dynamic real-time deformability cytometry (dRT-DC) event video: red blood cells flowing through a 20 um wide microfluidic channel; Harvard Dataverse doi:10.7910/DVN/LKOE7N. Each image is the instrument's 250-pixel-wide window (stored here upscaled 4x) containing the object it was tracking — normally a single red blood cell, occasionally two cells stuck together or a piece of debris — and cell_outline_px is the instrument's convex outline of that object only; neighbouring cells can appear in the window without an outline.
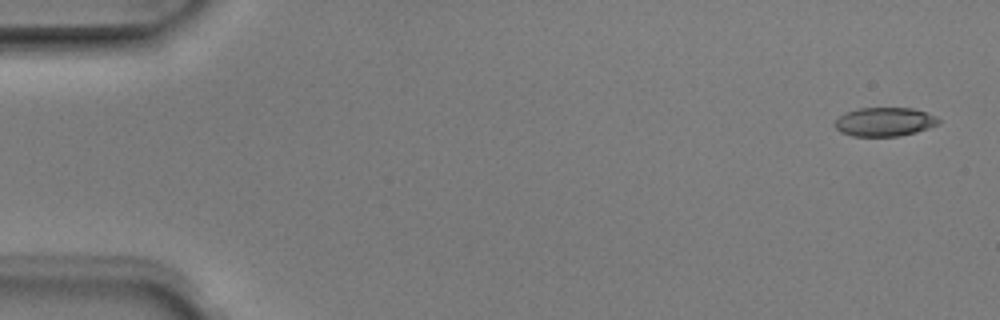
{"species": "Egyptian fruit bat (a non-hibernating species)", "species_latin": "Rousettus aegyptiacus", "temperature_condition": "room temperature", "stored_images_in_passage": 5, "camera_frame_rate_fps": 3000, "um_per_image_px": 0.085, "animal": {"sex": "male"}, "frame": {"image": 1, "passage_image": 1, "time_ms": 0.0, "image_size_px": [1000, 320], "cell_outline_px": [[940, 124], [916, 132], [900, 136], [852, 136], [840, 132], [836, 128], [836, 120], [844, 112], [860, 108], [912, 108], [936, 116], [940, 120]], "centroid_in_image_um": [75.2, 10.36], "position_along_channel_um": 9.8, "area_um2": 17.4}}
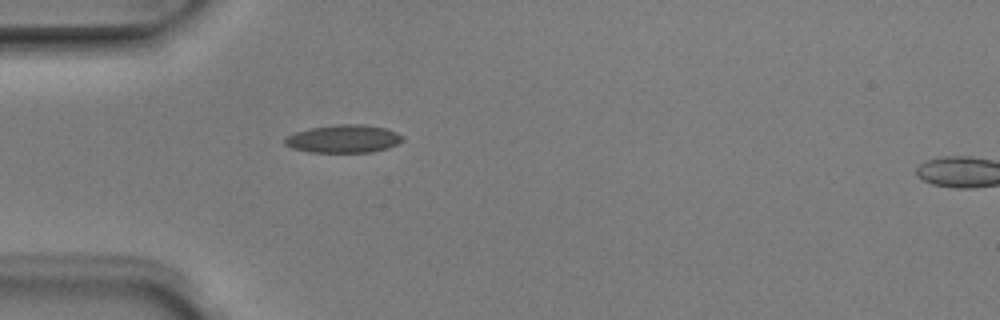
{"frame": {"image": 2, "passage_image": 5, "time_ms": 1.333, "image_size_px": [1000, 320], "cell_outline_px": [[404, 140], [388, 148], [372, 152], [308, 152], [292, 148], [284, 144], [284, 140], [288, 136], [296, 132], [308, 128], [332, 124], [360, 124], [388, 128], [404, 136]], "centroid_in_image_um": [29.22, 11.79], "position_along_channel_um": 55.8, "area_um2": 19.36}}